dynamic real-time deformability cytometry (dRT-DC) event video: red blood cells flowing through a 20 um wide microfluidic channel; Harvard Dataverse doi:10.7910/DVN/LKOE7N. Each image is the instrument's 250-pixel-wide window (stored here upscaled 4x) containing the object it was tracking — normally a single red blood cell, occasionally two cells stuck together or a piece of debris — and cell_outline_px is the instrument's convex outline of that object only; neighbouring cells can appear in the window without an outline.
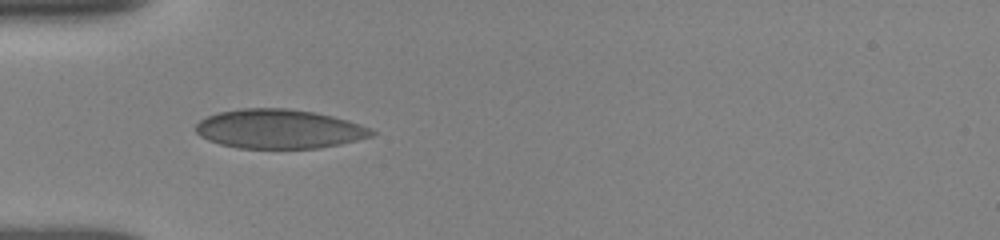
{"species": "human", "species_latin": "Homo sapiens", "temperature_condition": "room temperature", "stored_images_in_passage": 3, "camera_frame_rate_fps": 3000, "um_per_image_px": 0.085, "donor": {"sex": "female"}, "frame": {"image": 1, "passage_image": 1, "time_ms": 0.0, "image_size_px": [1000, 240], "cell_outline_px": [[376, 132], [372, 136], [340, 144], [320, 148], [236, 148], [220, 144], [208, 140], [200, 136], [196, 132], [196, 124], [200, 120], [208, 116], [220, 112], [240, 108], [284, 108], [312, 112], [332, 116], [360, 124]], "centroid_in_image_um": [23.69, 10.96], "position_along_channel_um": 61.3, "area_um2": 39.94}}
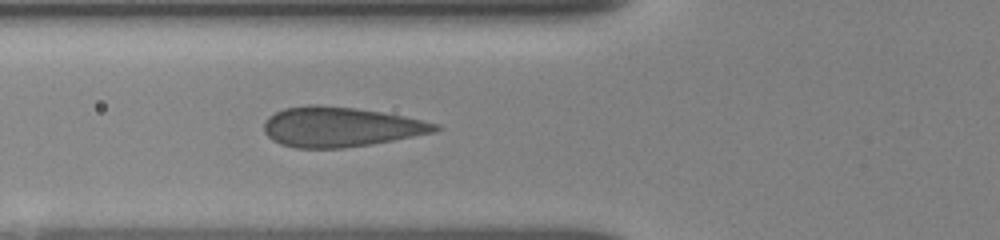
{"frame": {"image": 2, "passage_image": 3, "time_ms": 1.0, "image_size_px": [1000, 240], "cell_outline_px": [[444, 128], [436, 132], [392, 140], [344, 148], [296, 148], [280, 144], [272, 140], [264, 132], [264, 124], [268, 116], [284, 108], [308, 104], [316, 104], [356, 108], [404, 116], [440, 124]], "centroid_in_image_um": [28.93, 10.78], "position_along_channel_um": 96.9, "area_um2": 39.82}}